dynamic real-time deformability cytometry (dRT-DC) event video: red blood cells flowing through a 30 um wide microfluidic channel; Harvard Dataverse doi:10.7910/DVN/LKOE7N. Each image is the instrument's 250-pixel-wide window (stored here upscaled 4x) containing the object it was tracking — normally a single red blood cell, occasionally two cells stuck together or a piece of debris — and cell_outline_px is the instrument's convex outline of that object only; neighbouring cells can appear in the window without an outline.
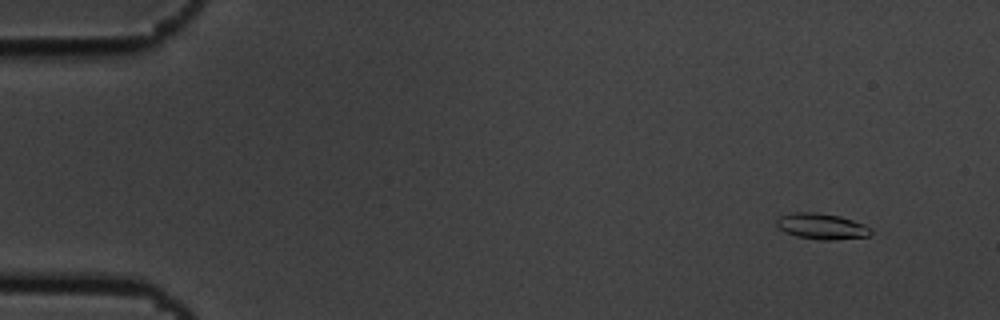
{"species": "common noctule bat (a hibernating species)", "species_latin": "Nyctalus noctula", "temperature_condition": "cold", "stored_images_in_passage": 53, "camera_frame_rate_fps": 3000, "um_per_image_px": 0.085, "animal": {"sex": "male", "body_mass_g": 19.5, "forearm_length_mm": 54.6}, "frame": {"image": 1, "passage_image": 2, "time_ms": 0.333, "image_size_px": [1000, 320], "cell_outline_px": [[872, 232], [868, 236], [832, 240], [820, 240], [796, 236], [784, 232], [776, 224], [776, 220], [780, 216], [792, 212], [816, 212], [840, 216], [864, 224], [872, 228]], "centroid_in_image_um": [69.84, 19.23], "position_along_channel_um": 15.2, "area_um2": 14.28}}
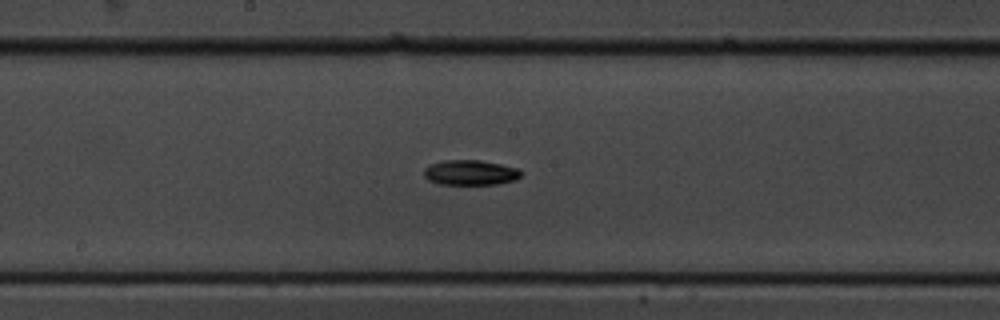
{"frame": {"image": 2, "passage_image": 27, "time_ms": 8.667, "image_size_px": [1000, 320], "cell_outline_px": [[520, 176], [516, 180], [496, 184], [440, 184], [428, 180], [424, 176], [424, 168], [428, 164], [444, 160], [480, 160], [520, 168]], "centroid_in_image_um": [39.96, 14.66], "position_along_channel_um": 208.2, "area_um2": 14.28}}
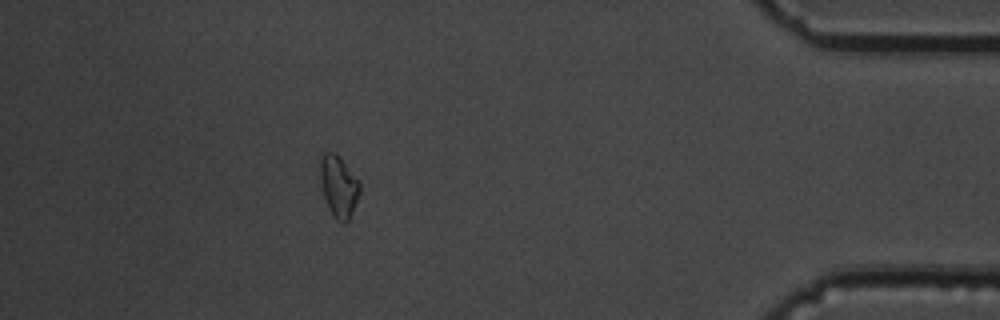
{"frame": {"image": 3, "passage_image": 47, "time_ms": 15.333, "image_size_px": [1000, 320], "cell_outline_px": [[360, 192], [352, 212], [348, 220], [344, 224], [336, 220], [328, 208], [320, 184], [320, 156], [324, 152], [332, 152], [360, 180]], "centroid_in_image_um": [28.77, 15.87], "position_along_channel_um": 406.4, "area_um2": 14.05}, "authors_computed_cell_mechanics": {"area_um2": 13.8142, "velocity_mm_per_s": 3.6526, "shape_relaxation_time_tau1_ms": 8.4757, "shape_relaxation_time_tau2_ms": null, "deformation_change_tau1": 0.1948, "deformation_change_tau2": null}}